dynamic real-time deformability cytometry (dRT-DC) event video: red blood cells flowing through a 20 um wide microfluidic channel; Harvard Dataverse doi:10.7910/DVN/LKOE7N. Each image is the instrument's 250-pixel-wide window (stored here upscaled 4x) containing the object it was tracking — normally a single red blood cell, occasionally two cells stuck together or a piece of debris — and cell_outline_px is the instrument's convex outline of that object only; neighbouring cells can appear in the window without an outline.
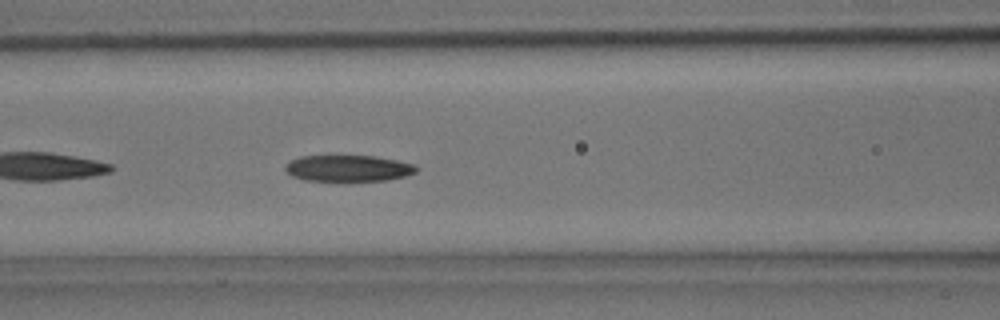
{"species": "common noctule bat (a hibernating species)", "species_latin": "Nyctalus noctula", "temperature_condition": "room temperature", "stored_images_in_passage": 3, "camera_frame_rate_fps": 3000, "um_per_image_px": 0.085, "animal": {"sex": "male", "body_mass_g": 15.6}, "frame": {"image": 1, "passage_image": 3, "time_ms": 0.667, "image_size_px": [1000, 320], "cell_outline_px": [[420, 168], [416, 172], [404, 176], [388, 180], [304, 180], [292, 176], [284, 168], [284, 164], [300, 156], [376, 156], [416, 164]], "centroid_in_image_um": [29.62, 14.29], "position_along_channel_um": 137.0, "area_um2": 20.0}}